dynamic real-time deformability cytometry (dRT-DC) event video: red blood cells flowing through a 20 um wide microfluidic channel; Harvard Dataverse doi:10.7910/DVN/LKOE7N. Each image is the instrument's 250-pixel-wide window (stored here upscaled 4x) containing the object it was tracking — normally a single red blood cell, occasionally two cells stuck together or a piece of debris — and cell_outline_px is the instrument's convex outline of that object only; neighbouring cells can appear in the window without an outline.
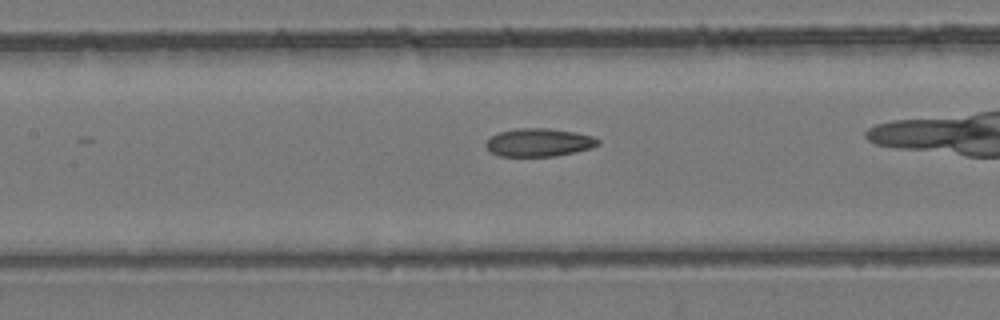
{"species": "common noctule bat (a hibernating species)", "species_latin": "Nyctalus noctula", "temperature_condition": "room temperature", "stored_images_in_passage": 25, "camera_frame_rate_fps": 3000, "um_per_image_px": 0.085, "animal": {"sex": "female", "body_mass_g": 24.6, "forearm_length_mm": 56.2}, "frame": {"image": 1, "passage_image": 11, "time_ms": 3.333, "image_size_px": [1000, 320], "cell_outline_px": [[600, 144], [592, 148], [576, 152], [556, 156], [500, 156], [492, 152], [484, 144], [492, 136], [500, 132], [516, 128], [548, 128], [576, 132], [592, 136], [600, 140]], "centroid_in_image_um": [45.85, 12.11], "position_along_channel_um": 161.5, "area_um2": 18.38}}
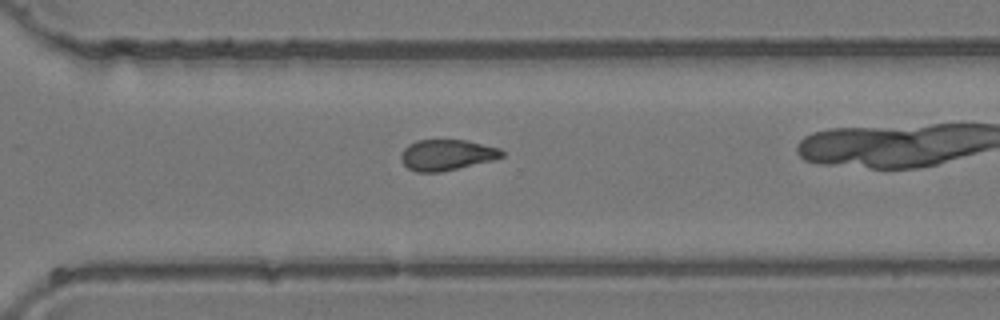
{"frame": {"image": 2, "passage_image": 22, "time_ms": 7.0, "image_size_px": [1000, 320], "cell_outline_px": [[504, 156], [492, 160], [440, 172], [416, 172], [408, 168], [400, 160], [400, 156], [404, 148], [408, 144], [416, 140], [468, 140], [500, 148], [504, 152]], "centroid_in_image_um": [37.96, 13.16], "position_along_channel_um": 332.6, "area_um2": 18.15}}